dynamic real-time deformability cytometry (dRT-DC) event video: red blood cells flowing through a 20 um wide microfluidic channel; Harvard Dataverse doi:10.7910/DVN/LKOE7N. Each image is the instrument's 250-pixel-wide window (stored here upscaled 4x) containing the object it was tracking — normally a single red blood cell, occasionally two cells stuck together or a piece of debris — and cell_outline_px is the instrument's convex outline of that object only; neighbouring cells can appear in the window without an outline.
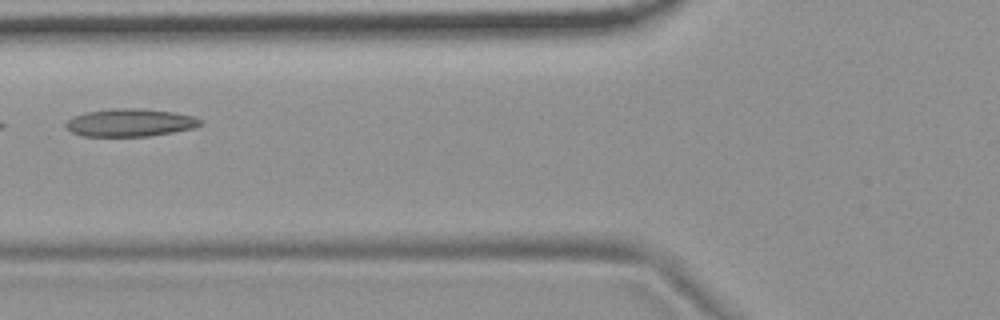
{"species": "common noctule bat (a hibernating species)", "species_latin": "Nyctalus noctula", "temperature_condition": "room temperature", "stored_images_in_passage": 5, "camera_frame_rate_fps": 3000, "um_per_image_px": 0.085, "animal": {"sex": "female", "body_mass_g": 19.9}, "frame": {"image": 1, "passage_image": 5, "time_ms": 1.333, "image_size_px": [1000, 320], "cell_outline_px": [[200, 124], [192, 128], [172, 132], [148, 136], [80, 136], [72, 132], [64, 124], [72, 116], [84, 112], [108, 108], [144, 108], [172, 112], [192, 116], [200, 120]], "centroid_in_image_um": [10.97, 10.41], "position_along_channel_um": 114.8, "area_um2": 21.73}}